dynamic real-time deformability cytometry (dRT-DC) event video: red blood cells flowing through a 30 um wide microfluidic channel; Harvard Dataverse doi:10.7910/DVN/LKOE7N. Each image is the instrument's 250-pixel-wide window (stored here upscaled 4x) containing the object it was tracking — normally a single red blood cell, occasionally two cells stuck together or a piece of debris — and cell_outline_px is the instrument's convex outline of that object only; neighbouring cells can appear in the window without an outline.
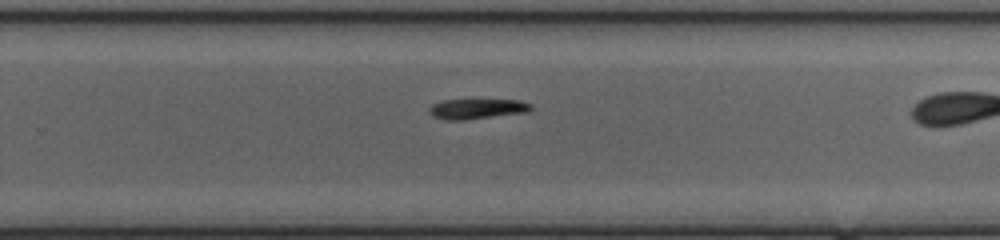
{"species": "common noctule bat (a hibernating species)", "species_latin": "Nyctalus noctula", "temperature_condition": "cold", "stored_images_in_passage": 26, "camera_frame_rate_fps": 3000, "um_per_image_px": 0.085, "animal": {"sex": "female", "body_mass_g": 20.0, "forearm_length_mm": 54.0}, "frame": {"image": 1, "passage_image": 19, "time_ms": 6.0, "image_size_px": [1000, 240], "cell_outline_px": [[532, 108], [528, 112], [464, 120], [444, 120], [432, 116], [428, 112], [428, 108], [432, 104], [440, 100], [520, 100], [532, 104]], "centroid_in_image_um": [40.51, 9.25], "position_along_channel_um": 289.3, "area_um2": 12.08}}
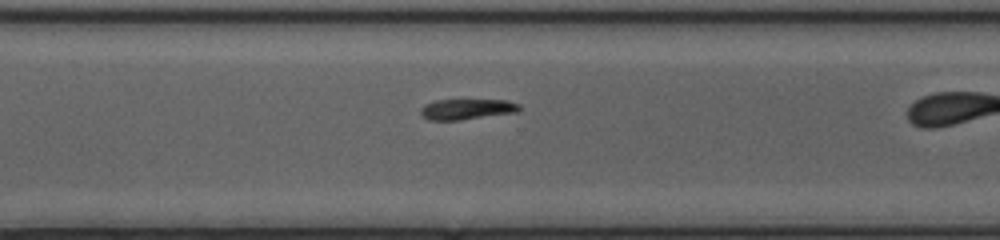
{"frame": {"image": 2, "passage_image": 22, "time_ms": 7.0, "image_size_px": [1000, 240], "cell_outline_px": [[520, 112], [460, 120], [428, 120], [420, 112], [420, 108], [424, 104], [436, 100], [508, 100], [520, 104]], "centroid_in_image_um": [39.71, 9.28], "position_along_channel_um": 330.9, "area_um2": 11.96}}